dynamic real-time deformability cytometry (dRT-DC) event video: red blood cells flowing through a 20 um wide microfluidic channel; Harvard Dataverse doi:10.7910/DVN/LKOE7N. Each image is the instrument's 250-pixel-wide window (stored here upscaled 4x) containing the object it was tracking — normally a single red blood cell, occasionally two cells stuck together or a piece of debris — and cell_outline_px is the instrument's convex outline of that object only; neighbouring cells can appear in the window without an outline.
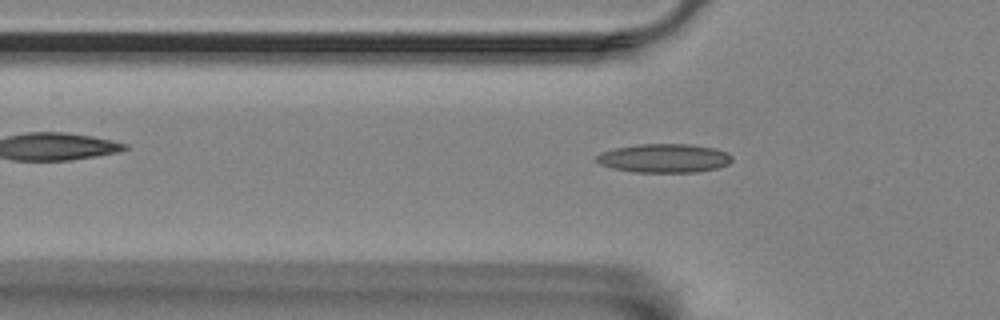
{"species": "Egyptian fruit bat (a non-hibernating species)", "species_latin": "Rousettus aegyptiacus", "temperature_condition": "room temperature", "stored_images_in_passage": 44, "camera_frame_rate_fps": 3000, "um_per_image_px": 0.085, "animal": {"sex": "female"}, "frame": {"image": 1, "passage_image": 6, "time_ms": 1.667, "image_size_px": [1000, 320], "cell_outline_px": [[732, 160], [728, 164], [716, 168], [696, 172], [636, 172], [612, 168], [600, 164], [596, 160], [596, 156], [600, 152], [616, 148], [636, 144], [692, 144], [716, 148], [728, 152], [732, 156]], "centroid_in_image_um": [56.47, 13.44], "position_along_channel_um": 69.3, "area_um2": 22.83}}
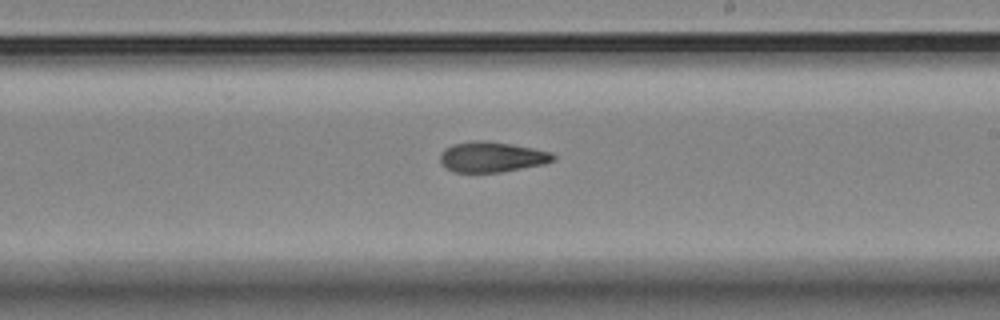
{"frame": {"image": 2, "passage_image": 21, "time_ms": 6.667, "image_size_px": [1000, 320], "cell_outline_px": [[556, 160], [544, 164], [500, 172], [456, 172], [448, 168], [440, 160], [440, 152], [444, 148], [452, 144], [476, 140], [484, 140], [512, 144], [552, 152], [556, 156]], "centroid_in_image_um": [41.83, 13.33], "position_along_channel_um": 247.2, "area_um2": 20.0}}
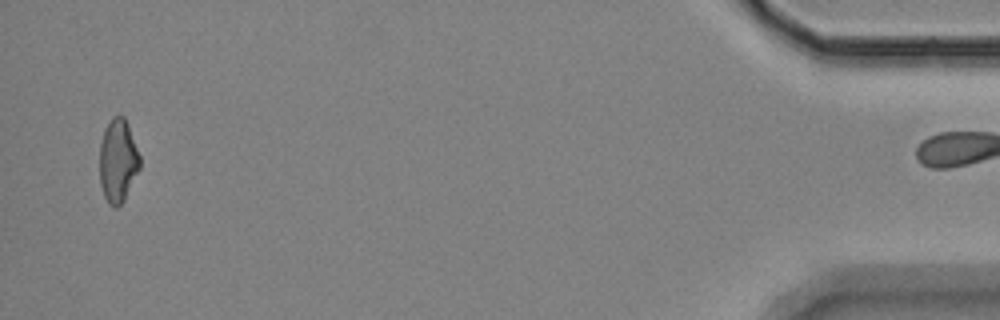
{"frame": {"image": 3, "passage_image": 43, "time_ms": 14.0, "image_size_px": [1000, 320], "cell_outline_px": [[140, 168], [124, 200], [116, 208], [112, 208], [108, 204], [104, 196], [100, 184], [100, 144], [104, 128], [112, 116], [124, 116], [128, 124], [140, 156]], "centroid_in_image_um": [10.02, 13.67], "position_along_channel_um": 425.2, "area_um2": 19.65}}